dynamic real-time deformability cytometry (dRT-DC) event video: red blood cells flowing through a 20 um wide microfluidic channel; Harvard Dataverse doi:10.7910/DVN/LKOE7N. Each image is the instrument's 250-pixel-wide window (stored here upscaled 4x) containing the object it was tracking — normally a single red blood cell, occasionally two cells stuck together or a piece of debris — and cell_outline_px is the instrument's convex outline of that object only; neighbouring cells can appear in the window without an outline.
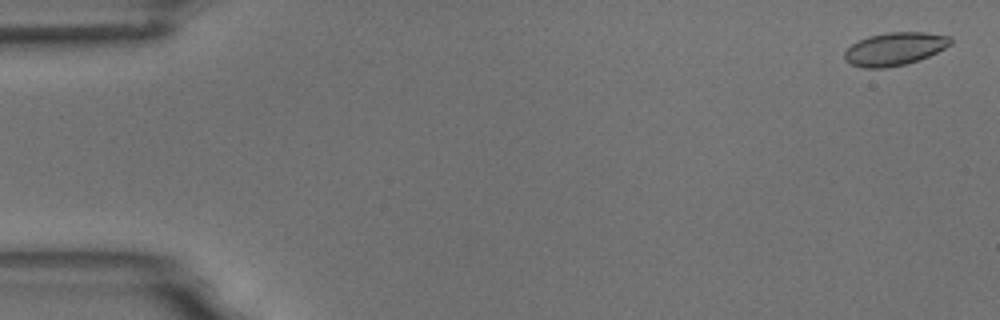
{"species": "common noctule bat (a hibernating species)", "species_latin": "Nyctalus noctula", "temperature_condition": "room temperature", "stored_images_in_passage": 5, "camera_frame_rate_fps": 3000, "um_per_image_px": 0.085, "animal": {"sex": "male", "body_mass_g": 18.8}, "frame": {"image": 1, "passage_image": 1, "time_ms": 0.0, "image_size_px": [1000, 320], "cell_outline_px": [[952, 44], [928, 56], [904, 64], [884, 68], [864, 68], [852, 64], [844, 60], [844, 52], [856, 40], [868, 36], [888, 32], [924, 32], [952, 36]], "centroid_in_image_um": [76.03, 4.14], "position_along_channel_um": 9.0, "area_um2": 20.35}}
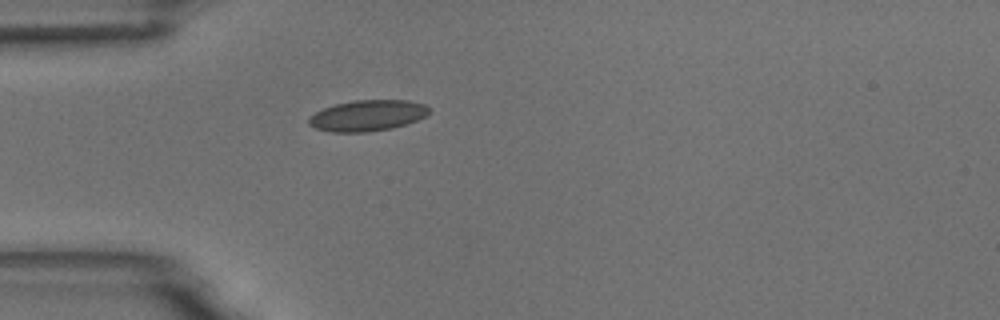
{"frame": {"image": 2, "passage_image": 5, "time_ms": 4.667, "image_size_px": [1000, 320], "cell_outline_px": [[428, 112], [424, 116], [408, 124], [392, 128], [368, 132], [332, 132], [316, 128], [308, 124], [308, 116], [324, 108], [336, 104], [356, 100], [408, 100], [424, 104], [428, 108]], "centroid_in_image_um": [31.21, 9.82], "position_along_channel_um": 53.8, "area_um2": 21.62}}